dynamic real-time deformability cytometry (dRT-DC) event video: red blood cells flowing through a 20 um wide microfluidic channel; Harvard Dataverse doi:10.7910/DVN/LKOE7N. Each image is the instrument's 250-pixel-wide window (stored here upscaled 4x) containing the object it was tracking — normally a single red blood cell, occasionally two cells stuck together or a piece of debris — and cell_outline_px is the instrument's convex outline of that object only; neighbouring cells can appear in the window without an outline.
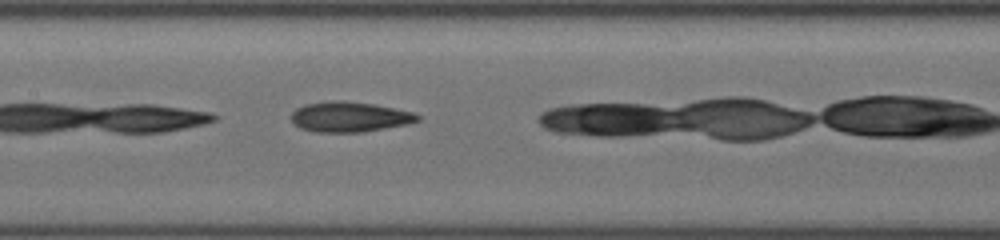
{"species": "common noctule bat (a hibernating species)", "species_latin": "Nyctalus noctula", "temperature_condition": "cold", "stored_images_in_passage": 7, "camera_frame_rate_fps": 3000, "um_per_image_px": 0.085, "animal": {"sex": "female", "body_mass_g": 19.5, "forearm_length_mm": 54.1}, "frame": {"image": 1, "passage_image": 5, "time_ms": 2.333, "image_size_px": [1000, 240], "cell_outline_px": [[420, 120], [408, 124], [364, 132], [316, 132], [300, 128], [292, 120], [292, 112], [296, 108], [304, 104], [328, 100], [344, 100], [376, 104], [412, 112], [420, 116]], "centroid_in_image_um": [29.71, 9.92], "position_along_channel_um": 177.7, "area_um2": 22.43}}